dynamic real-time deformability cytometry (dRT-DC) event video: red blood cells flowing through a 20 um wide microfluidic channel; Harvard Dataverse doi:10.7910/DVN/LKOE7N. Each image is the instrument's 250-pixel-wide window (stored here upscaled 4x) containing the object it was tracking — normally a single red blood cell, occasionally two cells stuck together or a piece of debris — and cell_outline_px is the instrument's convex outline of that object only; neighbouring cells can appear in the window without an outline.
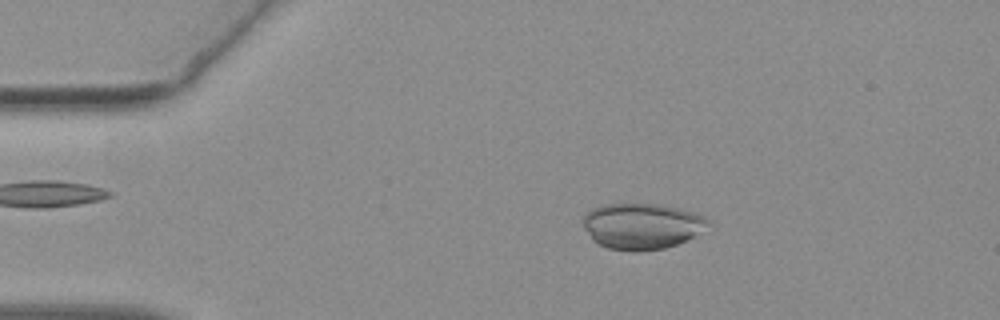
{"species": "common noctule bat (a hibernating species)", "species_latin": "Nyctalus noctula", "temperature_condition": "warm", "stored_images_in_passage": 49, "camera_frame_rate_fps": 3000, "um_per_image_px": 0.085, "animal": {"sex": "female", "body_mass_g": 19.3, "forearm_length_mm": 54.1}, "frame": {"image": 1, "passage_image": 5, "time_ms": 1.333, "image_size_px": [1000, 320], "cell_outline_px": [[708, 220], [692, 236], [676, 244], [664, 248], [636, 252], [632, 252], [608, 248], [592, 240], [584, 228], [584, 216], [588, 208], [604, 204], [660, 204], [692, 212], [704, 216]], "centroid_in_image_um": [54.44, 19.21], "position_along_channel_um": 30.6, "area_um2": 32.95}}
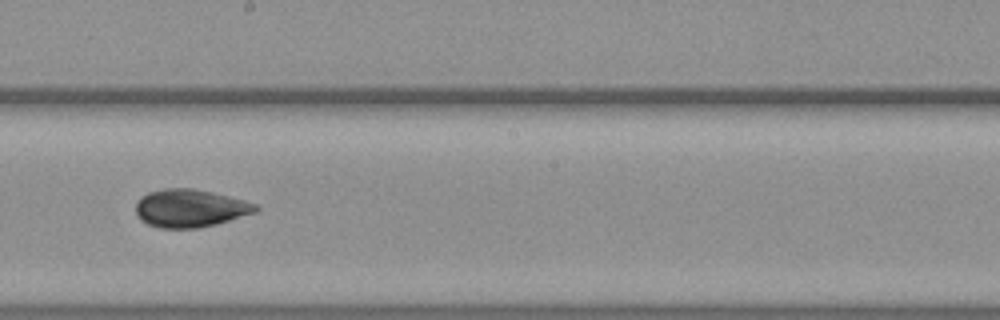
{"frame": {"image": 2, "passage_image": 25, "time_ms": 8.0, "image_size_px": [1000, 320], "cell_outline_px": [[260, 208], [256, 212], [216, 224], [200, 228], [156, 228], [140, 220], [136, 216], [136, 204], [148, 192], [164, 188], [192, 188], [212, 192], [244, 200], [256, 204]], "centroid_in_image_um": [16.15, 17.71], "position_along_channel_um": 232.0, "area_um2": 26.47}}
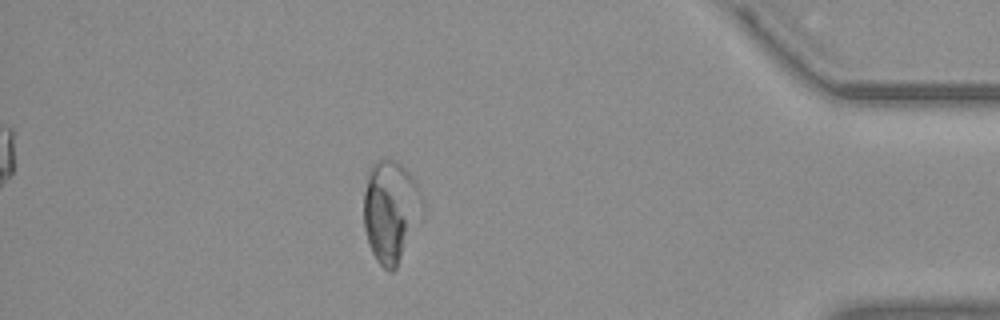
{"frame": {"image": 3, "passage_image": 42, "time_ms": 13.667, "image_size_px": [1000, 320], "cell_outline_px": [[416, 188], [396, 268], [392, 272], [388, 272], [376, 260], [372, 252], [364, 228], [364, 192], [368, 168], [380, 156], [388, 156], [396, 160], [412, 176], [416, 184]], "centroid_in_image_um": [32.93, 17.77], "position_along_channel_um": 402.3, "area_um2": 30.92}, "authors_computed_cell_mechanics": {"area_um2": 28.611, "velocity_mm_per_s": 3.7859, "shape_relaxation_time_tau1_ms": 6.8588, "shape_relaxation_time_tau2_ms": 1.4823, "deformation_change_tau1": 0.08, "deformation_change_tau2": 0.0553}}